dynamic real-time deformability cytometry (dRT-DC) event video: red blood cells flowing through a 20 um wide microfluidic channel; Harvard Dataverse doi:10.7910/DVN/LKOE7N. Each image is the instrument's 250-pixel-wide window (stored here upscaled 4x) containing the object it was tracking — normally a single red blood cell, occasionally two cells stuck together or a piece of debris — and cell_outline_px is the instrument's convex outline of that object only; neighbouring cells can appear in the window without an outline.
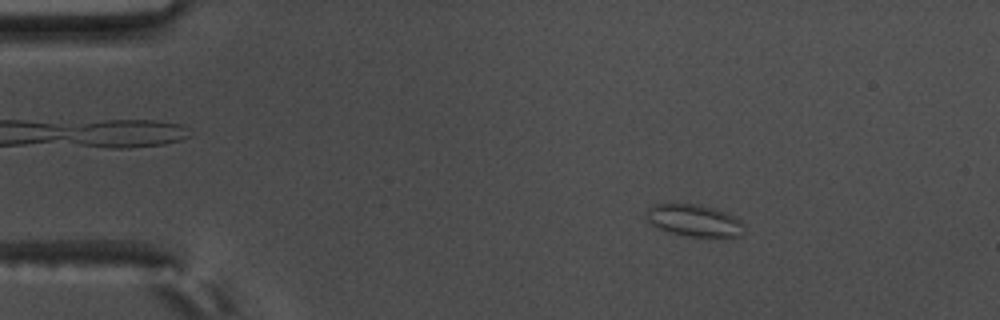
{"species": "common noctule bat (a hibernating species)", "species_latin": "Nyctalus noctula", "temperature_condition": "warm", "stored_images_in_passage": 55, "camera_frame_rate_fps": 3000, "um_per_image_px": 0.085, "animal": {"sex": "male", "body_mass_g": 17.5, "forearm_length_mm": 52.3}, "frame": {"image": 1, "passage_image": 7, "time_ms": 2.0, "image_size_px": [1000, 320], "cell_outline_px": [[744, 236], [688, 236], [672, 232], [660, 228], [652, 224], [644, 216], [648, 208], [652, 204], [696, 204], [716, 208], [740, 220], [744, 224]], "centroid_in_image_um": [59.01, 18.73], "position_along_channel_um": 26.0, "area_um2": 18.03}}
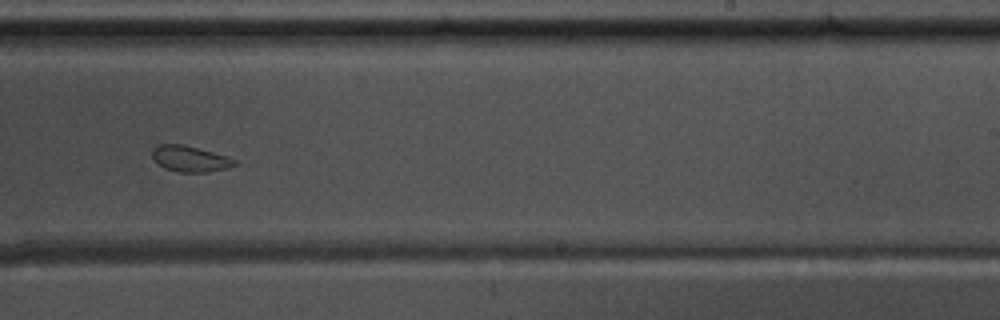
{"frame": {"image": 2, "passage_image": 34, "time_ms": 11.0, "image_size_px": [1000, 320], "cell_outline_px": [[236, 164], [228, 168], [208, 172], [180, 172], [164, 168], [152, 156], [152, 148], [156, 144], [180, 144], [228, 156], [236, 160]], "centroid_in_image_um": [16.15, 13.5], "position_along_channel_um": 272.9, "area_um2": 12.31}}
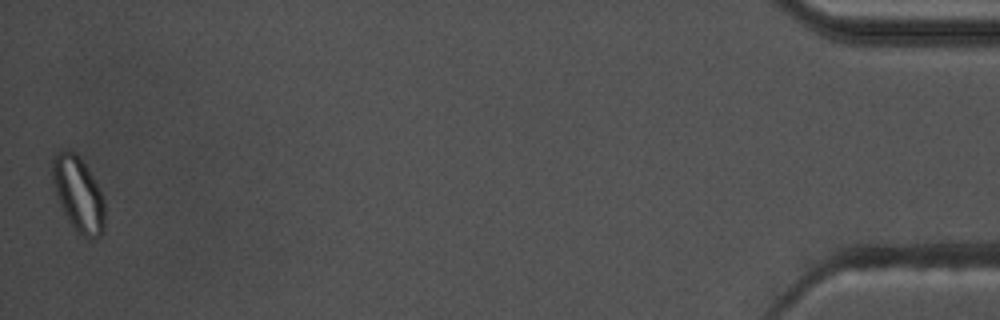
{"frame": {"image": 3, "passage_image": 55, "time_ms": 18.0, "image_size_px": [1000, 320], "cell_outline_px": [[104, 232], [100, 236], [92, 240], [88, 240], [76, 232], [68, 220], [60, 204], [52, 180], [52, 156], [56, 152], [72, 152], [84, 164], [92, 176], [104, 200]], "centroid_in_image_um": [6.66, 16.59], "position_along_channel_um": 428.5, "area_um2": 22.48}, "authors_computed_cell_mechanics": {"area_um2": 14.45, "velocity_mm_per_s": 3.5518, "shape_relaxation_time_tau1_ms": 10.5901, "shape_relaxation_time_tau2_ms": 0.607, "deformation_change_tau1": 0.1669, "deformation_change_tau2": 0.0609}}